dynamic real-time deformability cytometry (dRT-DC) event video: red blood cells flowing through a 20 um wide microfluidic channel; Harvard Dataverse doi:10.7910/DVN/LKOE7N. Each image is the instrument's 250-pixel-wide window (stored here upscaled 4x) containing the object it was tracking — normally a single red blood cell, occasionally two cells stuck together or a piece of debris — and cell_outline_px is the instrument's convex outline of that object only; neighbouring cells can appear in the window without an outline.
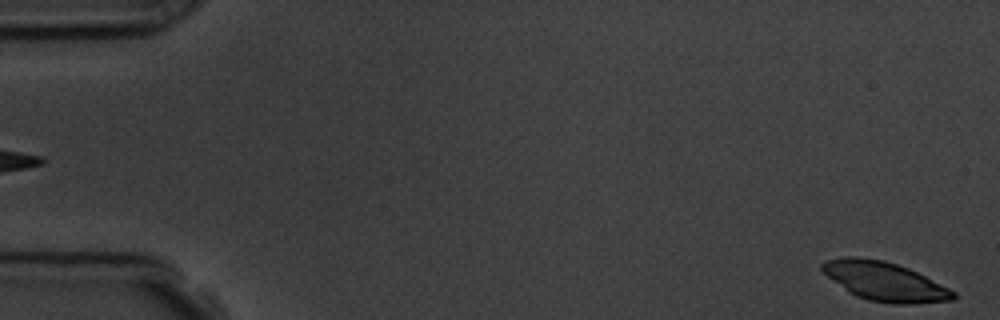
{"species": "common noctule bat (a hibernating species)", "species_latin": "Nyctalus noctula", "temperature_condition": "room temperature", "stored_images_in_passage": 6, "segment_of_instrument_passage": [2, 2], "camera_frame_rate_fps": 3000, "um_per_image_px": 0.085, "animal": {"sex": "male", "body_mass_g": 19.5, "forearm_length_mm": 54.6}, "frame": {"image": 1, "passage_image": 6, "time_ms": 5.667, "image_size_px": [1000, 320], "cell_outline_px": [[956, 296], [952, 300], [912, 304], [892, 304], [868, 300], [856, 296], [848, 292], [828, 276], [820, 268], [820, 264], [824, 260], [844, 256], [856, 256], [884, 260], [908, 268], [956, 292]], "centroid_in_image_um": [75.15, 23.91], "position_along_channel_um": 9.8, "area_um2": 29.65}}